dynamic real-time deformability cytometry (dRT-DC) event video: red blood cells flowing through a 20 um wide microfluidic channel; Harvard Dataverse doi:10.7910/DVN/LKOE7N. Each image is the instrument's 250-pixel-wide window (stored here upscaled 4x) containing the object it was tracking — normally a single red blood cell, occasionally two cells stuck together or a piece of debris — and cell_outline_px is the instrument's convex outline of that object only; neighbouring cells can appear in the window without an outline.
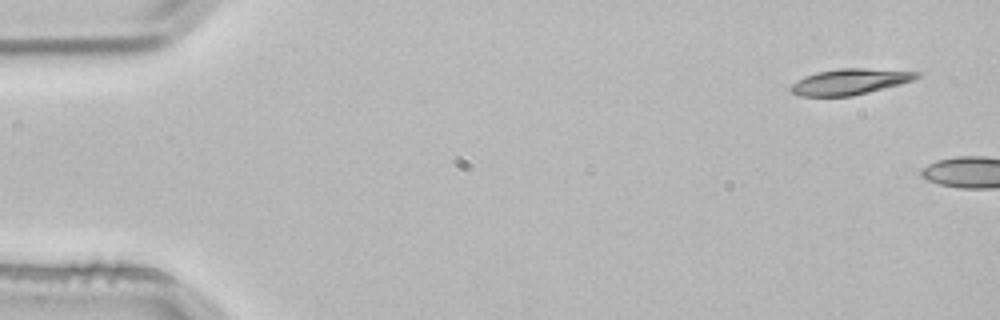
{"species": "common noctule bat (a hibernating species)", "species_latin": "Nyctalus noctula", "temperature_condition": "room temperature", "stored_images_in_passage": 2, "camera_frame_rate_fps": 3000, "um_per_image_px": 0.085, "animal": {"sex": "male", "body_mass_g": 21.5, "forearm_length_mm": 52.0}, "frame": {"image": 1, "passage_image": 1, "time_ms": 0.0, "image_size_px": [1000, 320], "cell_outline_px": [[920, 76], [912, 80], [900, 84], [852, 96], [800, 96], [788, 92], [788, 88], [796, 80], [804, 76], [816, 72], [840, 68], [864, 68], [920, 72]], "centroid_in_image_um": [72.16, 6.94], "position_along_channel_um": 12.8, "area_um2": 19.02}}